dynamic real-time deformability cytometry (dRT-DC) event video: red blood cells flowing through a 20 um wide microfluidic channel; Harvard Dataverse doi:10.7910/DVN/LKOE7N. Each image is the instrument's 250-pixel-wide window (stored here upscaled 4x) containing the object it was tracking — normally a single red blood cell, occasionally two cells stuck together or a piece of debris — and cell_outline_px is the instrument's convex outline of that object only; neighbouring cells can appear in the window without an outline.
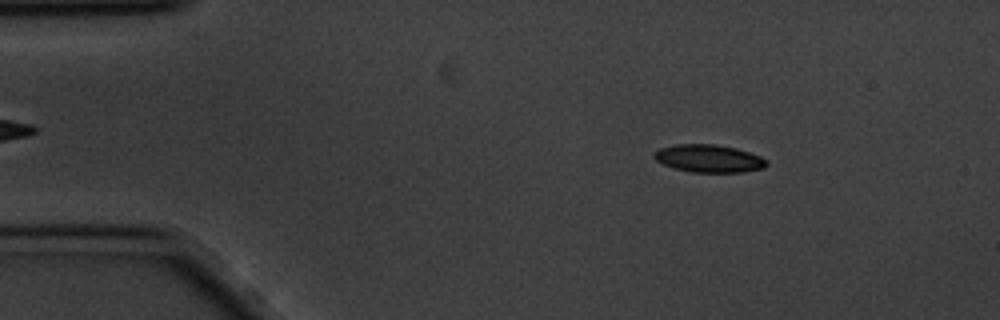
{"species": "common noctule bat (a hibernating species)", "species_latin": "Nyctalus noctula", "temperature_condition": "cold", "stored_images_in_passage": 57, "camera_frame_rate_fps": 3000, "um_per_image_px": 0.085, "animal": {"sex": "male", "body_mass_g": 20.1, "forearm_length_mm": 53.5}, "frame": {"image": 1, "passage_image": 8, "time_ms": 2.333, "image_size_px": [1000, 320], "cell_outline_px": [[768, 164], [764, 168], [744, 172], [692, 172], [672, 168], [656, 160], [652, 156], [652, 152], [660, 148], [676, 144], [716, 144], [736, 148], [760, 156], [768, 160]], "centroid_in_image_um": [60.24, 13.47], "position_along_channel_um": 24.8, "area_um2": 18.32}}
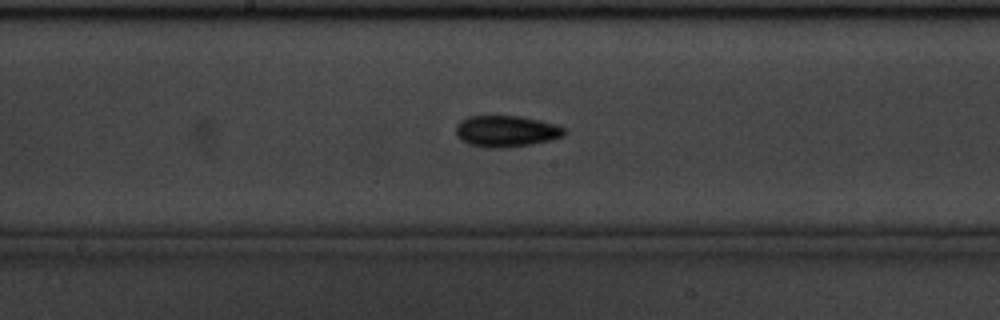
{"frame": {"image": 2, "passage_image": 29, "time_ms": 9.333, "image_size_px": [1000, 320], "cell_outline_px": [[564, 136], [552, 140], [532, 144], [504, 148], [488, 148], [468, 144], [460, 140], [456, 136], [456, 124], [460, 120], [468, 116], [520, 116], [540, 120], [556, 124], [564, 128]], "centroid_in_image_um": [43.0, 11.16], "position_along_channel_um": 205.2, "area_um2": 20.06}}
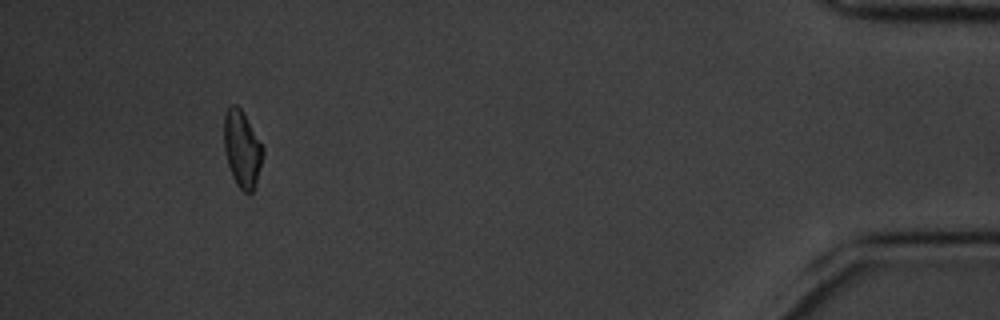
{"frame": {"image": 3, "passage_image": 53, "time_ms": 17.333, "image_size_px": [1000, 320], "cell_outline_px": [[264, 152], [256, 184], [252, 192], [244, 192], [236, 184], [232, 176], [228, 164], [224, 148], [224, 116], [228, 108], [232, 104], [236, 104], [240, 108], [264, 148]], "centroid_in_image_um": [20.57, 12.67], "position_along_channel_um": 414.6, "area_um2": 17.17}, "authors_computed_cell_mechanics": {"area_um2": 17.918, "velocity_mm_per_s": 3.4503, "shape_relaxation_time_tau1_ms": 2.9636, "shape_relaxation_time_tau2_ms": null, "deformation_change_tau1": 0.1115, "deformation_change_tau2": null}}